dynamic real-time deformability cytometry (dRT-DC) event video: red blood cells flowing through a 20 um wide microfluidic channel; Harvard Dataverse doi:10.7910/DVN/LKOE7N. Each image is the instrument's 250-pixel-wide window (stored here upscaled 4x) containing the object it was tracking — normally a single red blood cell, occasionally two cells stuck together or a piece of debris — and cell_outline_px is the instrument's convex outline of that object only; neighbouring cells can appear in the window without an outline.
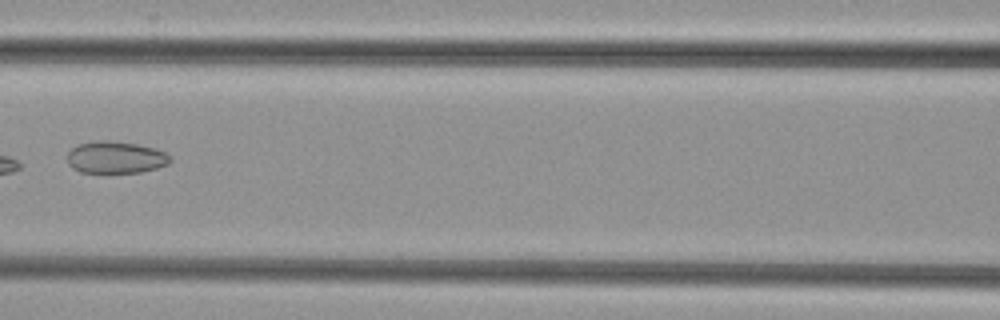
{"species": "common noctule bat (a hibernating species)", "species_latin": "Nyctalus noctula", "temperature_condition": "cold", "stored_images_in_passage": 5, "camera_frame_rate_fps": 3000, "um_per_image_px": 0.085, "animal": {"sex": "female", "body_mass_g": 29.2, "forearm_length_mm": 56.3}, "frame": {"image": 1, "passage_image": 4, "time_ms": 1.0, "image_size_px": [1000, 320], "cell_outline_px": [[172, 160], [168, 164], [156, 168], [140, 172], [104, 176], [80, 172], [72, 168], [68, 164], [68, 152], [76, 144], [92, 140], [108, 140], [136, 144], [156, 148], [172, 156]], "centroid_in_image_um": [9.79, 13.42], "position_along_channel_um": 156.8, "area_um2": 20.23}}
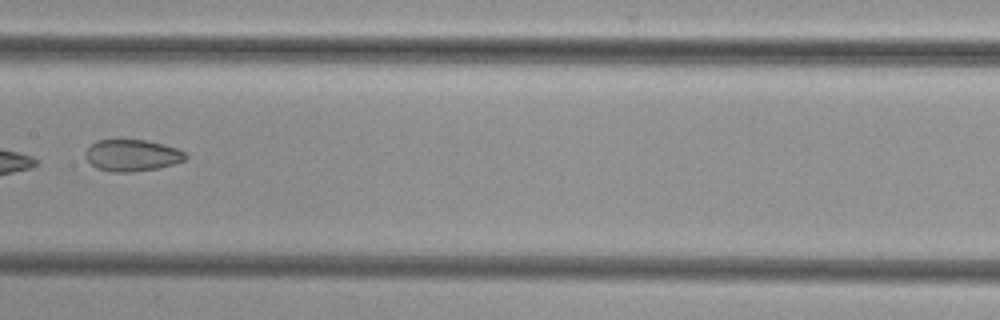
{"frame": {"image": 2, "passage_image": 5, "time_ms": 1.333, "image_size_px": [1000, 320], "cell_outline_px": [[188, 156], [184, 160], [172, 164], [156, 168], [132, 172], [112, 172], [96, 168], [84, 156], [84, 152], [96, 140], [144, 140], [176, 148], [184, 152]], "centroid_in_image_um": [11.19, 13.21], "position_along_channel_um": 196.2, "area_um2": 18.21}}